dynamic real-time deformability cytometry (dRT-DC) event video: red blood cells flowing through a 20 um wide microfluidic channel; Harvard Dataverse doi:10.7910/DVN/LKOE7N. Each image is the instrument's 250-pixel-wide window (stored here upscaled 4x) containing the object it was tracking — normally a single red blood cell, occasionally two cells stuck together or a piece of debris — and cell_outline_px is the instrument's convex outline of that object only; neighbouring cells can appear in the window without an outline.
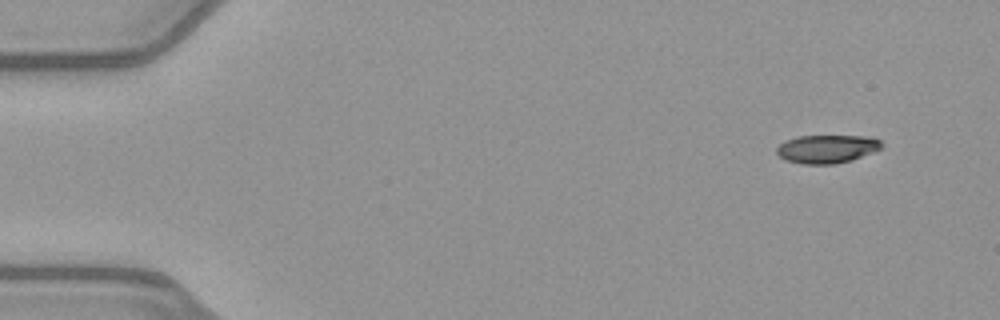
{"species": "common noctule bat (a hibernating species)", "species_latin": "Nyctalus noctula", "temperature_condition": "warm", "stored_images_in_passage": 48, "camera_frame_rate_fps": 3000, "um_per_image_px": 0.085, "animal": {"sex": "female", "body_mass_g": 21.9}, "frame": {"image": 1, "passage_image": 1, "time_ms": 0.0, "image_size_px": [1000, 320], "cell_outline_px": [[884, 144], [880, 148], [872, 152], [852, 160], [836, 164], [804, 164], [788, 160], [780, 156], [776, 152], [776, 148], [784, 140], [796, 136], [872, 136], [880, 140]], "centroid_in_image_um": [70.3, 12.64], "position_along_channel_um": 14.7, "area_um2": 17.34}}
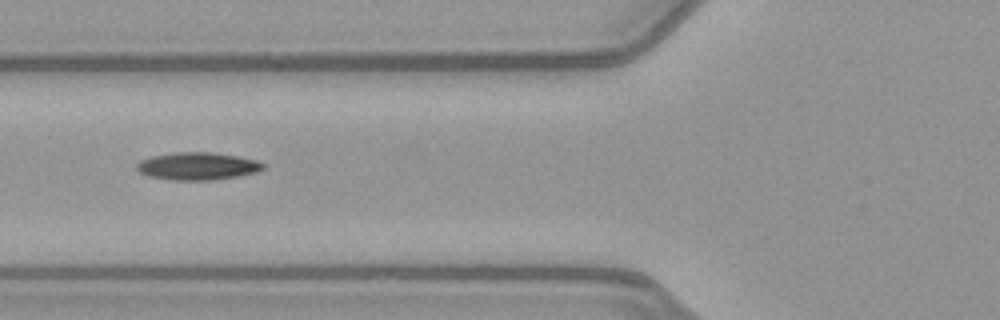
{"frame": {"image": 2, "passage_image": 17, "time_ms": 5.333, "image_size_px": [1000, 320], "cell_outline_px": [[264, 168], [256, 172], [236, 176], [212, 180], [172, 180], [148, 176], [140, 172], [136, 168], [136, 164], [140, 160], [152, 156], [176, 152], [212, 152], [236, 156], [256, 160], [264, 164]], "centroid_in_image_um": [16.76, 14.12], "position_along_channel_um": 109.0, "area_um2": 20.17}}
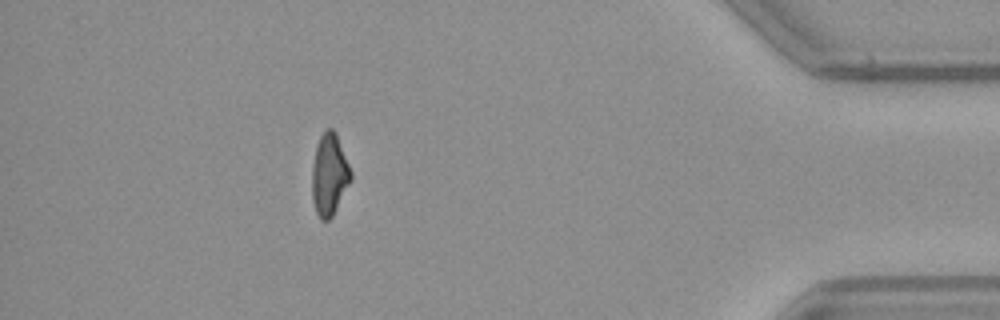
{"frame": {"image": 3, "passage_image": 43, "time_ms": 14.0, "image_size_px": [1000, 320], "cell_outline_px": [[352, 180], [332, 216], [328, 220], [320, 220], [316, 212], [312, 200], [312, 168], [316, 144], [320, 136], [328, 128], [332, 128], [336, 132], [352, 172]], "centroid_in_image_um": [28.0, 14.84], "position_along_channel_um": 407.2, "area_um2": 18.61}}